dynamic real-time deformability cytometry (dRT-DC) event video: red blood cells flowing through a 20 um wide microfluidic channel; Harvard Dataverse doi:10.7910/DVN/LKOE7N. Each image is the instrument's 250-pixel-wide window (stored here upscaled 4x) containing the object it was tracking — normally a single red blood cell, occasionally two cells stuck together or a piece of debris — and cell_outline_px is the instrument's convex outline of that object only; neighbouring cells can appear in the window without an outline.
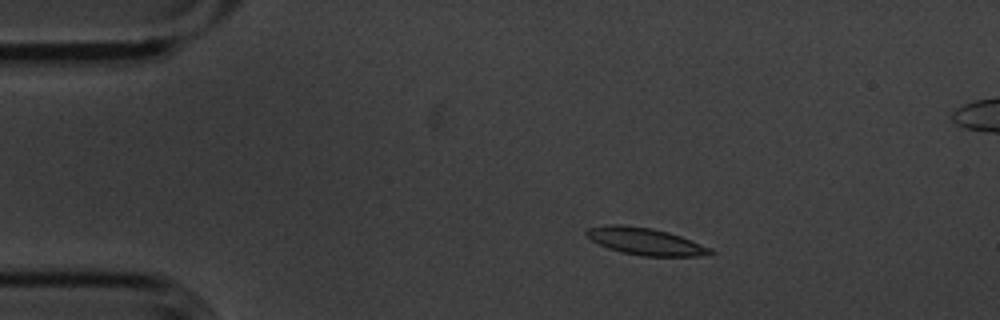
{"species": "common noctule bat (a hibernating species)", "species_latin": "Nyctalus noctula", "temperature_condition": "cold", "stored_images_in_passage": 6, "camera_frame_rate_fps": 3000, "um_per_image_px": 0.085, "animal": {"sex": "male", "body_mass_g": 20.1, "forearm_length_mm": 53.5}, "frame": {"image": 1, "passage_image": 3, "time_ms": 0.667, "image_size_px": [1000, 320], "cell_outline_px": [[716, 252], [712, 256], [640, 256], [620, 252], [608, 248], [592, 240], [584, 232], [588, 228], [608, 224], [616, 224], [652, 228], [668, 232], [680, 236], [712, 248]], "centroid_in_image_um": [54.91, 20.53], "position_along_channel_um": 30.1, "area_um2": 19.65}}
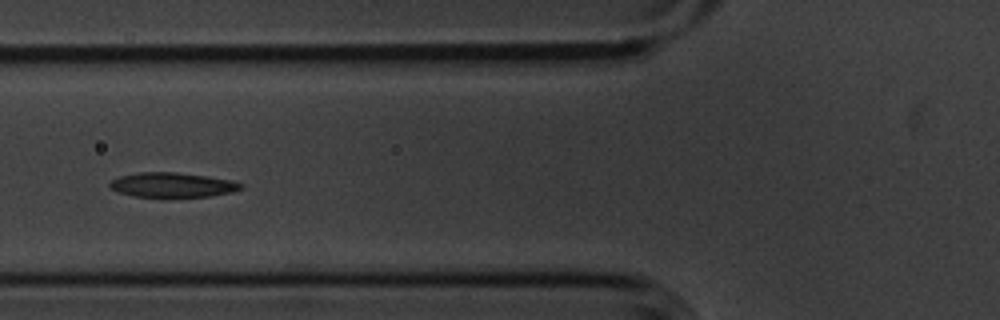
{"frame": {"image": 2, "passage_image": 6, "time_ms": 1.667, "image_size_px": [1000, 320], "cell_outline_px": [[244, 188], [232, 192], [212, 196], [160, 200], [132, 196], [108, 188], [108, 184], [112, 180], [120, 176], [140, 172], [176, 172], [232, 180], [244, 184]], "centroid_in_image_um": [14.64, 15.77], "position_along_channel_um": 111.2, "area_um2": 19.83}}